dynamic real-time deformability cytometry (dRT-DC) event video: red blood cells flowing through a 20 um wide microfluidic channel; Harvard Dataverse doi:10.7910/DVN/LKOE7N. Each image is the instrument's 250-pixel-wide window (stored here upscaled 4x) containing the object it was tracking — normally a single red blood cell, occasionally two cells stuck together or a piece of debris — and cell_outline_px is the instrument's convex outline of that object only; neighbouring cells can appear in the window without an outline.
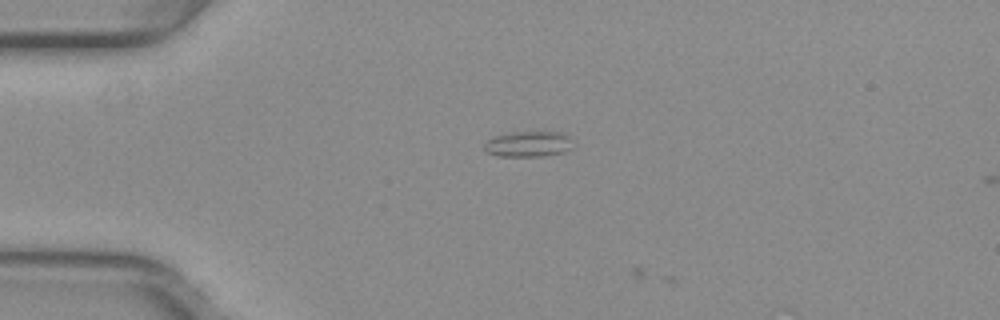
{"species": "common noctule bat (a hibernating species)", "species_latin": "Nyctalus noctula", "temperature_condition": "warm", "stored_images_in_passage": 4, "camera_frame_rate_fps": 3000, "um_per_image_px": 0.085, "animal": {"sex": "female", "body_mass_g": 29.2, "forearm_length_mm": 56.3}, "frame": {"image": 1, "passage_image": 3, "time_ms": 0.667, "image_size_px": [1000, 320], "cell_outline_px": [[576, 148], [564, 152], [544, 156], [496, 156], [488, 152], [484, 148], [484, 144], [492, 136], [508, 132], [564, 132], [576, 144]], "centroid_in_image_um": [44.98, 12.24], "position_along_channel_um": 40.0, "area_um2": 13.64}}